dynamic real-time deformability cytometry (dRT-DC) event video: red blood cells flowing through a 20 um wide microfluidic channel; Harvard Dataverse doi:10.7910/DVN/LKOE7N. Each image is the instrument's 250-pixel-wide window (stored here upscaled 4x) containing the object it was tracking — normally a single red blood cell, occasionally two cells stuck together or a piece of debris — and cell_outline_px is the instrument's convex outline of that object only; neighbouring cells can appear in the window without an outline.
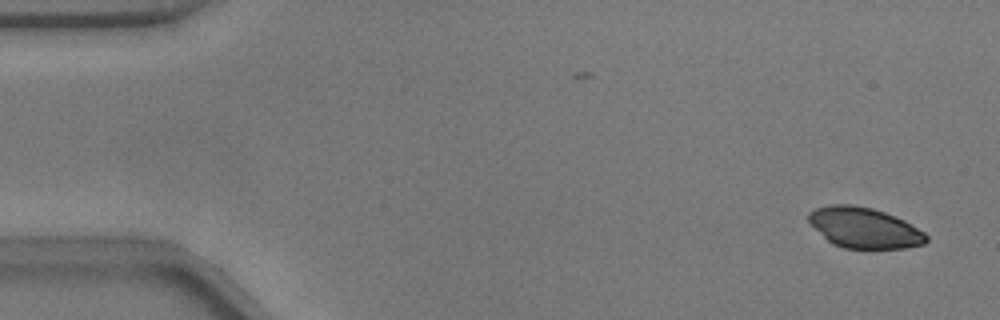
{"species": "common noctule bat (a hibernating species)", "species_latin": "Nyctalus noctula", "temperature_condition": "warm", "stored_images_in_passage": 45, "camera_frame_rate_fps": 3000, "um_per_image_px": 0.085, "animal": {"sex": "male", "body_mass_g": 17.9}, "frame": {"image": 1, "passage_image": 2, "time_ms": 0.333, "image_size_px": [1000, 320], "cell_outline_px": [[928, 240], [924, 244], [904, 248], [844, 248], [832, 244], [808, 220], [808, 212], [816, 208], [828, 204], [852, 204], [872, 208], [884, 212], [904, 220], [924, 232], [928, 236]], "centroid_in_image_um": [73.47, 19.35], "position_along_channel_um": 11.5, "area_um2": 27.63}}